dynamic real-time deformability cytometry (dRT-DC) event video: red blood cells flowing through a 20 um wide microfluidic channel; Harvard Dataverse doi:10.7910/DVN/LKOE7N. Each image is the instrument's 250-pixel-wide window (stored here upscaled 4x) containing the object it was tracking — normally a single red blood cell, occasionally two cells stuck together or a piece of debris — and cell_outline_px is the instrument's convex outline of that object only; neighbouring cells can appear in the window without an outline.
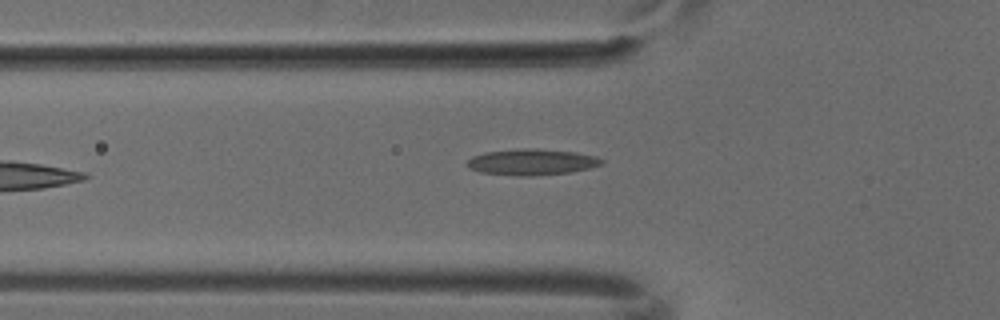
{"species": "common noctule bat (a hibernating species)", "species_latin": "Nyctalus noctula", "temperature_condition": "cold", "stored_images_in_passage": 5, "camera_frame_rate_fps": 3000, "um_per_image_px": 0.085, "animal": {"sex": "male", "body_mass_g": 18.8}, "frame": {"image": 1, "passage_image": 5, "time_ms": 1.333, "image_size_px": [1000, 320], "cell_outline_px": [[604, 164], [592, 168], [572, 172], [532, 176], [516, 176], [480, 172], [468, 168], [468, 160], [472, 156], [484, 152], [520, 148], [536, 148], [572, 152], [596, 156], [604, 160]], "centroid_in_image_um": [45.22, 13.77], "position_along_channel_um": 80.6, "area_um2": 20.69}}